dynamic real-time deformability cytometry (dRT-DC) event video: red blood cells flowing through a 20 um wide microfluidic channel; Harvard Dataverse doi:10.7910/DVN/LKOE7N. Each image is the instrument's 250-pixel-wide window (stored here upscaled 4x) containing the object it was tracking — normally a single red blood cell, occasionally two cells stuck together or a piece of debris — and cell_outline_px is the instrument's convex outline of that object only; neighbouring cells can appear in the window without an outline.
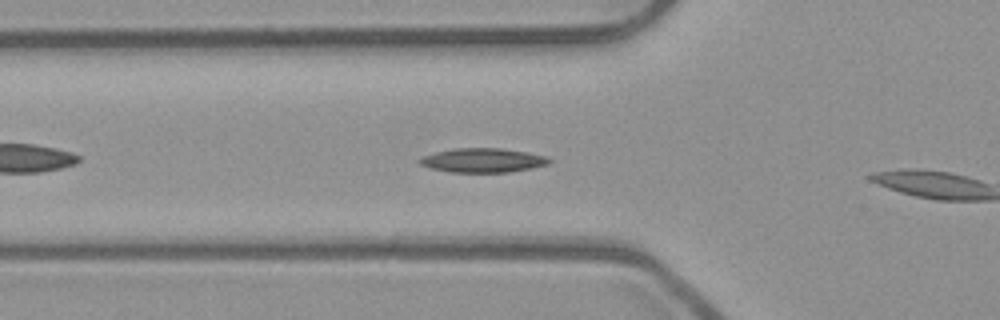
{"species": "common noctule bat (a hibernating species)", "species_latin": "Nyctalus noctula", "temperature_condition": "room temperature", "stored_images_in_passage": 7, "camera_frame_rate_fps": 3000, "um_per_image_px": 0.085, "animal": {"sex": "male", "body_mass_g": 23.1, "forearm_length_mm": 52.7}, "frame": {"image": 1, "passage_image": 5, "time_ms": 1.333, "image_size_px": [1000, 320], "cell_outline_px": [[552, 160], [548, 164], [532, 168], [508, 172], [448, 172], [428, 168], [420, 164], [416, 160], [424, 156], [436, 152], [456, 148], [500, 148], [528, 152], [544, 156]], "centroid_in_image_um": [41.01, 13.63], "position_along_channel_um": 84.8, "area_um2": 18.26}}